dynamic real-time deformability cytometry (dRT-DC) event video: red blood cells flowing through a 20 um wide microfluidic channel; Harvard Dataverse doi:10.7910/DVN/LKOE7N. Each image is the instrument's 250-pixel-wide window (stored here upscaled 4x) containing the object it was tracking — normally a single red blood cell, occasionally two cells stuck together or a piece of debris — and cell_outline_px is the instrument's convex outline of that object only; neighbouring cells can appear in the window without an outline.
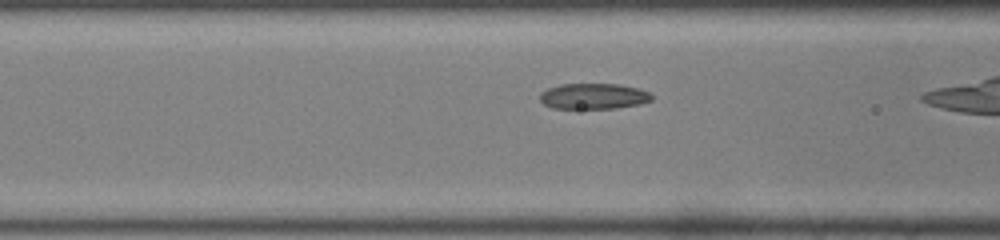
{"species": "common noctule bat (a hibernating species)", "species_latin": "Nyctalus noctula", "temperature_condition": "room temperature", "stored_images_in_passage": 29, "camera_frame_rate_fps": 3000, "um_per_image_px": 0.085, "animal": {"sex": "male", "body_mass_g": 19.0, "forearm_length_mm": 50.8}, "frame": {"image": 1, "passage_image": 9, "time_ms": 2.667, "image_size_px": [1000, 240], "cell_outline_px": [[652, 100], [640, 104], [616, 108], [552, 108], [544, 104], [540, 100], [540, 92], [548, 88], [560, 84], [620, 84], [640, 88], [648, 92], [652, 96]], "centroid_in_image_um": [50.45, 8.17], "position_along_channel_um": 116.1, "area_um2": 16.82}}
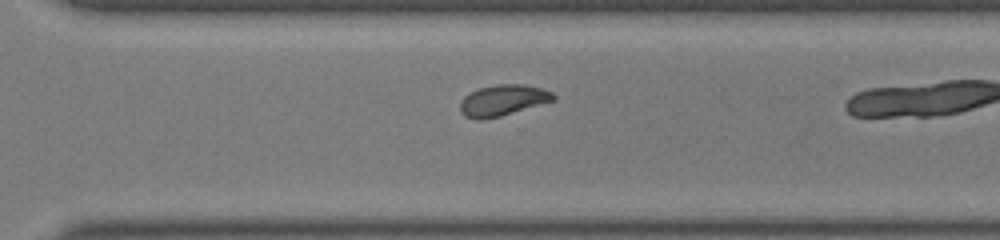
{"frame": {"image": 2, "passage_image": 25, "time_ms": 8.0, "image_size_px": [1000, 240], "cell_outline_px": [[556, 100], [500, 116], [480, 120], [476, 120], [464, 116], [460, 112], [460, 100], [464, 96], [480, 88], [496, 84], [524, 84], [544, 88], [552, 92], [556, 96]], "centroid_in_image_um": [42.75, 8.52], "position_along_channel_um": 327.8, "area_um2": 16.99}}